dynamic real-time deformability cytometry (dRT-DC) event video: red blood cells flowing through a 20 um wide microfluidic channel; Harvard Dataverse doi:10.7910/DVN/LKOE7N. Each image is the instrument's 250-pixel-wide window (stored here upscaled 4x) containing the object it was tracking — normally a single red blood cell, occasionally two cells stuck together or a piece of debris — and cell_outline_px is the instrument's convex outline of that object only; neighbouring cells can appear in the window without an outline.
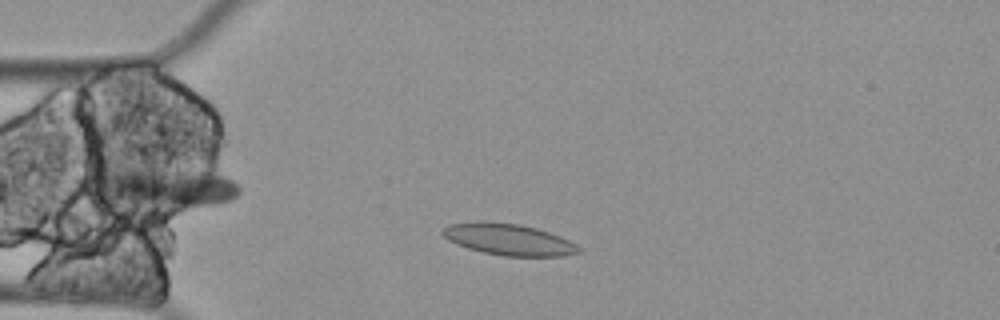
{"species": "Egyptian fruit bat (a non-hibernating species)", "species_latin": "Rousettus aegyptiacus", "temperature_condition": "cold", "stored_images_in_passage": 47, "camera_frame_rate_fps": 3000, "um_per_image_px": 0.085, "animal": {"sex": "female"}, "frame": {"image": 1, "passage_image": 2, "time_ms": 0.333, "image_size_px": [1000, 320], "cell_outline_px": [[580, 252], [564, 256], [504, 256], [484, 252], [468, 248], [456, 244], [448, 240], [440, 232], [448, 224], [520, 224], [536, 228], [560, 236], [576, 244], [580, 248]], "centroid_in_image_um": [43.29, 20.4], "position_along_channel_um": 41.7, "area_um2": 23.99}}
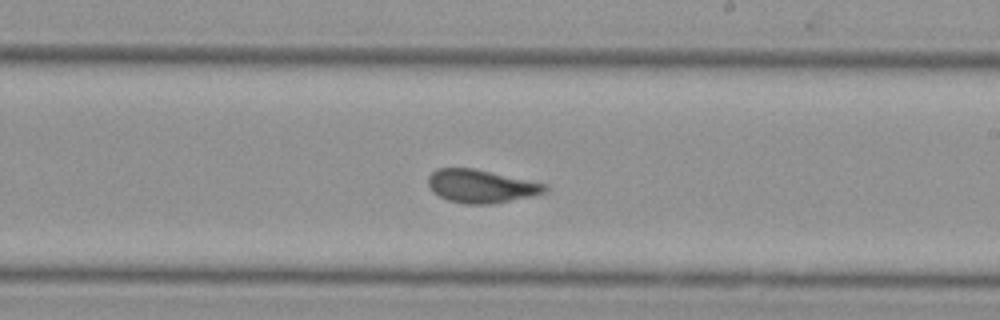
{"frame": {"image": 2, "passage_image": 22, "time_ms": 7.0, "image_size_px": [1000, 320], "cell_outline_px": [[548, 192], [532, 196], [492, 204], [464, 204], [448, 200], [432, 192], [428, 184], [428, 176], [436, 168], [472, 168], [544, 184], [548, 188]], "centroid_in_image_um": [40.85, 15.84], "position_along_channel_um": 248.1, "area_um2": 22.37}}
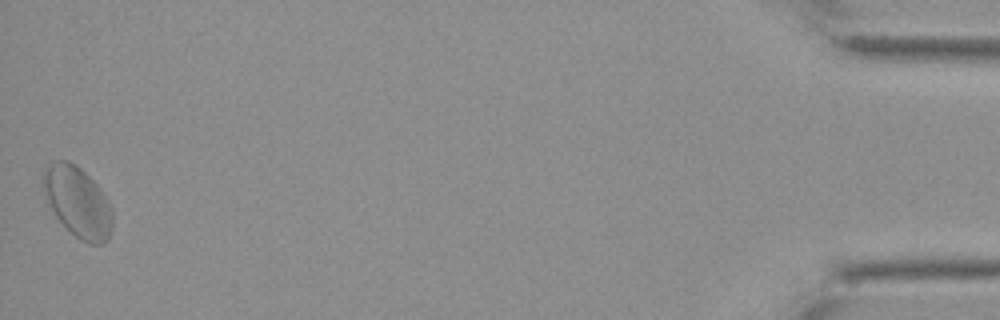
{"frame": {"image": 3, "passage_image": 47, "time_ms": 15.333, "image_size_px": [1000, 320], "cell_outline_px": [[112, 232], [108, 240], [104, 244], [88, 244], [80, 240], [56, 216], [44, 192], [44, 168], [48, 164], [56, 160], [68, 160], [76, 164], [100, 188], [112, 212]], "centroid_in_image_um": [6.63, 17.17], "position_along_channel_um": 428.6, "area_um2": 27.98}, "authors_computed_cell_mechanics": {"area_um2": 22.831, "velocity_mm_per_s": 3.2663, "shape_relaxation_time_tau1_ms": 0.0019, "shape_relaxation_time_tau2_ms": 1.6297, "deformation_change_tau1": 0.0043, "deformation_change_tau2": 0.0627}}